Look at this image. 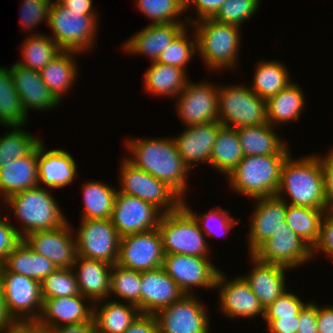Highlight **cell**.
Instances as JSON below:
<instances>
[{
    "instance_id": "cell-1",
    "label": "cell",
    "mask_w": 333,
    "mask_h": 333,
    "mask_svg": "<svg viewBox=\"0 0 333 333\" xmlns=\"http://www.w3.org/2000/svg\"><path fill=\"white\" fill-rule=\"evenodd\" d=\"M129 139L125 147L130 156L126 158L136 167L167 184L182 199H186L190 169L179 155L173 138Z\"/></svg>"
},
{
    "instance_id": "cell-2",
    "label": "cell",
    "mask_w": 333,
    "mask_h": 333,
    "mask_svg": "<svg viewBox=\"0 0 333 333\" xmlns=\"http://www.w3.org/2000/svg\"><path fill=\"white\" fill-rule=\"evenodd\" d=\"M278 197L289 196L292 206L325 209L323 168L320 154L295 159L290 154L282 164Z\"/></svg>"
},
{
    "instance_id": "cell-3",
    "label": "cell",
    "mask_w": 333,
    "mask_h": 333,
    "mask_svg": "<svg viewBox=\"0 0 333 333\" xmlns=\"http://www.w3.org/2000/svg\"><path fill=\"white\" fill-rule=\"evenodd\" d=\"M191 26L197 37V53L208 70L236 69L242 41L240 27L213 18L199 20Z\"/></svg>"
},
{
    "instance_id": "cell-4",
    "label": "cell",
    "mask_w": 333,
    "mask_h": 333,
    "mask_svg": "<svg viewBox=\"0 0 333 333\" xmlns=\"http://www.w3.org/2000/svg\"><path fill=\"white\" fill-rule=\"evenodd\" d=\"M2 202L6 203L4 209H12L13 216L21 221L18 230L21 238L34 231L59 228L68 221L47 187L20 191Z\"/></svg>"
},
{
    "instance_id": "cell-5",
    "label": "cell",
    "mask_w": 333,
    "mask_h": 333,
    "mask_svg": "<svg viewBox=\"0 0 333 333\" xmlns=\"http://www.w3.org/2000/svg\"><path fill=\"white\" fill-rule=\"evenodd\" d=\"M289 155L244 156L227 176L231 190L252 199L276 195L282 164Z\"/></svg>"
},
{
    "instance_id": "cell-6",
    "label": "cell",
    "mask_w": 333,
    "mask_h": 333,
    "mask_svg": "<svg viewBox=\"0 0 333 333\" xmlns=\"http://www.w3.org/2000/svg\"><path fill=\"white\" fill-rule=\"evenodd\" d=\"M98 17V15H81V12L69 11L58 1L53 0L47 24L53 33L49 36L63 51L84 54L90 49V52L97 38Z\"/></svg>"
},
{
    "instance_id": "cell-7",
    "label": "cell",
    "mask_w": 333,
    "mask_h": 333,
    "mask_svg": "<svg viewBox=\"0 0 333 333\" xmlns=\"http://www.w3.org/2000/svg\"><path fill=\"white\" fill-rule=\"evenodd\" d=\"M266 100L248 85H223L218 90V122L227 127L241 128L267 123Z\"/></svg>"
},
{
    "instance_id": "cell-8",
    "label": "cell",
    "mask_w": 333,
    "mask_h": 333,
    "mask_svg": "<svg viewBox=\"0 0 333 333\" xmlns=\"http://www.w3.org/2000/svg\"><path fill=\"white\" fill-rule=\"evenodd\" d=\"M165 254L210 257L209 244L194 217L181 206L163 214L158 226Z\"/></svg>"
},
{
    "instance_id": "cell-9",
    "label": "cell",
    "mask_w": 333,
    "mask_h": 333,
    "mask_svg": "<svg viewBox=\"0 0 333 333\" xmlns=\"http://www.w3.org/2000/svg\"><path fill=\"white\" fill-rule=\"evenodd\" d=\"M121 162L118 192L140 198L163 214L175 212L182 206V198L167 184L136 167L126 157Z\"/></svg>"
},
{
    "instance_id": "cell-10",
    "label": "cell",
    "mask_w": 333,
    "mask_h": 333,
    "mask_svg": "<svg viewBox=\"0 0 333 333\" xmlns=\"http://www.w3.org/2000/svg\"><path fill=\"white\" fill-rule=\"evenodd\" d=\"M0 286L9 315L17 324L35 323L42 310L40 282L0 265Z\"/></svg>"
},
{
    "instance_id": "cell-11",
    "label": "cell",
    "mask_w": 333,
    "mask_h": 333,
    "mask_svg": "<svg viewBox=\"0 0 333 333\" xmlns=\"http://www.w3.org/2000/svg\"><path fill=\"white\" fill-rule=\"evenodd\" d=\"M76 240L77 255L114 265L119 255L120 236L110 219H81Z\"/></svg>"
},
{
    "instance_id": "cell-12",
    "label": "cell",
    "mask_w": 333,
    "mask_h": 333,
    "mask_svg": "<svg viewBox=\"0 0 333 333\" xmlns=\"http://www.w3.org/2000/svg\"><path fill=\"white\" fill-rule=\"evenodd\" d=\"M196 295H184L180 300L154 314L158 333H209L210 315Z\"/></svg>"
},
{
    "instance_id": "cell-13",
    "label": "cell",
    "mask_w": 333,
    "mask_h": 333,
    "mask_svg": "<svg viewBox=\"0 0 333 333\" xmlns=\"http://www.w3.org/2000/svg\"><path fill=\"white\" fill-rule=\"evenodd\" d=\"M162 267L185 295H196L195 287L215 290L220 272L209 257L184 254H165Z\"/></svg>"
},
{
    "instance_id": "cell-14",
    "label": "cell",
    "mask_w": 333,
    "mask_h": 333,
    "mask_svg": "<svg viewBox=\"0 0 333 333\" xmlns=\"http://www.w3.org/2000/svg\"><path fill=\"white\" fill-rule=\"evenodd\" d=\"M165 253L158 228L120 237L117 265L137 272L163 266Z\"/></svg>"
},
{
    "instance_id": "cell-15",
    "label": "cell",
    "mask_w": 333,
    "mask_h": 333,
    "mask_svg": "<svg viewBox=\"0 0 333 333\" xmlns=\"http://www.w3.org/2000/svg\"><path fill=\"white\" fill-rule=\"evenodd\" d=\"M209 82V83H208ZM210 81L191 82L176 96L175 110L185 126L218 120V90Z\"/></svg>"
},
{
    "instance_id": "cell-16",
    "label": "cell",
    "mask_w": 333,
    "mask_h": 333,
    "mask_svg": "<svg viewBox=\"0 0 333 333\" xmlns=\"http://www.w3.org/2000/svg\"><path fill=\"white\" fill-rule=\"evenodd\" d=\"M162 215L154 205L117 191L110 221L123 237L158 228Z\"/></svg>"
},
{
    "instance_id": "cell-17",
    "label": "cell",
    "mask_w": 333,
    "mask_h": 333,
    "mask_svg": "<svg viewBox=\"0 0 333 333\" xmlns=\"http://www.w3.org/2000/svg\"><path fill=\"white\" fill-rule=\"evenodd\" d=\"M252 255L262 262L282 265L290 270L313 259L312 248L285 222Z\"/></svg>"
},
{
    "instance_id": "cell-18",
    "label": "cell",
    "mask_w": 333,
    "mask_h": 333,
    "mask_svg": "<svg viewBox=\"0 0 333 333\" xmlns=\"http://www.w3.org/2000/svg\"><path fill=\"white\" fill-rule=\"evenodd\" d=\"M71 223L59 228L38 230L22 240L34 252L46 257L56 268H72L77 258V247Z\"/></svg>"
},
{
    "instance_id": "cell-19",
    "label": "cell",
    "mask_w": 333,
    "mask_h": 333,
    "mask_svg": "<svg viewBox=\"0 0 333 333\" xmlns=\"http://www.w3.org/2000/svg\"><path fill=\"white\" fill-rule=\"evenodd\" d=\"M216 289H219L217 292L220 298L218 309L220 308V312L226 317L252 319L262 316L264 318V307L242 276L238 275L228 280L225 272L220 270L216 279Z\"/></svg>"
},
{
    "instance_id": "cell-20",
    "label": "cell",
    "mask_w": 333,
    "mask_h": 333,
    "mask_svg": "<svg viewBox=\"0 0 333 333\" xmlns=\"http://www.w3.org/2000/svg\"><path fill=\"white\" fill-rule=\"evenodd\" d=\"M287 199L277 195L255 199L247 235L248 254H253L280 227L284 226Z\"/></svg>"
},
{
    "instance_id": "cell-21",
    "label": "cell",
    "mask_w": 333,
    "mask_h": 333,
    "mask_svg": "<svg viewBox=\"0 0 333 333\" xmlns=\"http://www.w3.org/2000/svg\"><path fill=\"white\" fill-rule=\"evenodd\" d=\"M42 300L40 316L34 323L40 328H56L92 321L93 303L81 294ZM86 300L89 304H86Z\"/></svg>"
},
{
    "instance_id": "cell-22",
    "label": "cell",
    "mask_w": 333,
    "mask_h": 333,
    "mask_svg": "<svg viewBox=\"0 0 333 333\" xmlns=\"http://www.w3.org/2000/svg\"><path fill=\"white\" fill-rule=\"evenodd\" d=\"M184 295L163 267L141 272L140 313L155 314Z\"/></svg>"
},
{
    "instance_id": "cell-23",
    "label": "cell",
    "mask_w": 333,
    "mask_h": 333,
    "mask_svg": "<svg viewBox=\"0 0 333 333\" xmlns=\"http://www.w3.org/2000/svg\"><path fill=\"white\" fill-rule=\"evenodd\" d=\"M12 81L18 92L24 112L49 111L59 106L61 102L52 94L44 84L39 71L23 67L14 63L10 67Z\"/></svg>"
},
{
    "instance_id": "cell-24",
    "label": "cell",
    "mask_w": 333,
    "mask_h": 333,
    "mask_svg": "<svg viewBox=\"0 0 333 333\" xmlns=\"http://www.w3.org/2000/svg\"><path fill=\"white\" fill-rule=\"evenodd\" d=\"M221 126L218 120L185 126L179 136L172 137L179 155L190 170L199 162L209 165L212 148Z\"/></svg>"
},
{
    "instance_id": "cell-25",
    "label": "cell",
    "mask_w": 333,
    "mask_h": 333,
    "mask_svg": "<svg viewBox=\"0 0 333 333\" xmlns=\"http://www.w3.org/2000/svg\"><path fill=\"white\" fill-rule=\"evenodd\" d=\"M189 23H160L151 24L142 28L127 41L122 49L124 53L146 55L151 62H155L175 38L186 28Z\"/></svg>"
},
{
    "instance_id": "cell-26",
    "label": "cell",
    "mask_w": 333,
    "mask_h": 333,
    "mask_svg": "<svg viewBox=\"0 0 333 333\" xmlns=\"http://www.w3.org/2000/svg\"><path fill=\"white\" fill-rule=\"evenodd\" d=\"M38 143V186L53 189H63L75 181L77 177V164L73 156L66 150L44 147Z\"/></svg>"
},
{
    "instance_id": "cell-27",
    "label": "cell",
    "mask_w": 333,
    "mask_h": 333,
    "mask_svg": "<svg viewBox=\"0 0 333 333\" xmlns=\"http://www.w3.org/2000/svg\"><path fill=\"white\" fill-rule=\"evenodd\" d=\"M252 269L247 275H242L251 287L254 294L260 300L261 305L266 309L275 299L280 297L288 288L286 283V273L290 268L265 263L250 254ZM286 272V273H285Z\"/></svg>"
},
{
    "instance_id": "cell-28",
    "label": "cell",
    "mask_w": 333,
    "mask_h": 333,
    "mask_svg": "<svg viewBox=\"0 0 333 333\" xmlns=\"http://www.w3.org/2000/svg\"><path fill=\"white\" fill-rule=\"evenodd\" d=\"M81 295L93 304L110 298L112 265L100 260L77 256L73 265Z\"/></svg>"
},
{
    "instance_id": "cell-29",
    "label": "cell",
    "mask_w": 333,
    "mask_h": 333,
    "mask_svg": "<svg viewBox=\"0 0 333 333\" xmlns=\"http://www.w3.org/2000/svg\"><path fill=\"white\" fill-rule=\"evenodd\" d=\"M37 186L38 145L28 155L0 168V197L3 201L12 194Z\"/></svg>"
},
{
    "instance_id": "cell-30",
    "label": "cell",
    "mask_w": 333,
    "mask_h": 333,
    "mask_svg": "<svg viewBox=\"0 0 333 333\" xmlns=\"http://www.w3.org/2000/svg\"><path fill=\"white\" fill-rule=\"evenodd\" d=\"M275 127L264 123L257 126L237 128L244 156L291 154Z\"/></svg>"
},
{
    "instance_id": "cell-31",
    "label": "cell",
    "mask_w": 333,
    "mask_h": 333,
    "mask_svg": "<svg viewBox=\"0 0 333 333\" xmlns=\"http://www.w3.org/2000/svg\"><path fill=\"white\" fill-rule=\"evenodd\" d=\"M139 314L133 304L106 299L93 304L92 320L97 333H124Z\"/></svg>"
},
{
    "instance_id": "cell-32",
    "label": "cell",
    "mask_w": 333,
    "mask_h": 333,
    "mask_svg": "<svg viewBox=\"0 0 333 333\" xmlns=\"http://www.w3.org/2000/svg\"><path fill=\"white\" fill-rule=\"evenodd\" d=\"M144 90L153 96H178L188 83L187 71L172 65L151 62L144 73Z\"/></svg>"
},
{
    "instance_id": "cell-33",
    "label": "cell",
    "mask_w": 333,
    "mask_h": 333,
    "mask_svg": "<svg viewBox=\"0 0 333 333\" xmlns=\"http://www.w3.org/2000/svg\"><path fill=\"white\" fill-rule=\"evenodd\" d=\"M79 52L62 51L41 71V78L52 94L62 103V97L71 90L78 77V65L75 57Z\"/></svg>"
},
{
    "instance_id": "cell-34",
    "label": "cell",
    "mask_w": 333,
    "mask_h": 333,
    "mask_svg": "<svg viewBox=\"0 0 333 333\" xmlns=\"http://www.w3.org/2000/svg\"><path fill=\"white\" fill-rule=\"evenodd\" d=\"M295 81L266 101L267 122L275 127L297 121L306 105L305 95Z\"/></svg>"
},
{
    "instance_id": "cell-35",
    "label": "cell",
    "mask_w": 333,
    "mask_h": 333,
    "mask_svg": "<svg viewBox=\"0 0 333 333\" xmlns=\"http://www.w3.org/2000/svg\"><path fill=\"white\" fill-rule=\"evenodd\" d=\"M236 128L221 126L213 145L209 165L227 177L243 159Z\"/></svg>"
},
{
    "instance_id": "cell-36",
    "label": "cell",
    "mask_w": 333,
    "mask_h": 333,
    "mask_svg": "<svg viewBox=\"0 0 333 333\" xmlns=\"http://www.w3.org/2000/svg\"><path fill=\"white\" fill-rule=\"evenodd\" d=\"M255 65L253 82L250 89L266 101L286 88L292 80L287 67L278 60H259Z\"/></svg>"
},
{
    "instance_id": "cell-37",
    "label": "cell",
    "mask_w": 333,
    "mask_h": 333,
    "mask_svg": "<svg viewBox=\"0 0 333 333\" xmlns=\"http://www.w3.org/2000/svg\"><path fill=\"white\" fill-rule=\"evenodd\" d=\"M3 265L13 273L41 281L57 269L46 257L31 250L22 240L8 255Z\"/></svg>"
},
{
    "instance_id": "cell-38",
    "label": "cell",
    "mask_w": 333,
    "mask_h": 333,
    "mask_svg": "<svg viewBox=\"0 0 333 333\" xmlns=\"http://www.w3.org/2000/svg\"><path fill=\"white\" fill-rule=\"evenodd\" d=\"M84 208L81 219H110L117 189L99 181H86L82 187Z\"/></svg>"
},
{
    "instance_id": "cell-39",
    "label": "cell",
    "mask_w": 333,
    "mask_h": 333,
    "mask_svg": "<svg viewBox=\"0 0 333 333\" xmlns=\"http://www.w3.org/2000/svg\"><path fill=\"white\" fill-rule=\"evenodd\" d=\"M28 115L23 110L18 92L12 81L10 68L0 67V124L10 126H25Z\"/></svg>"
},
{
    "instance_id": "cell-40",
    "label": "cell",
    "mask_w": 333,
    "mask_h": 333,
    "mask_svg": "<svg viewBox=\"0 0 333 333\" xmlns=\"http://www.w3.org/2000/svg\"><path fill=\"white\" fill-rule=\"evenodd\" d=\"M29 34L22 43L21 53L23 60L16 62L19 65L41 71L50 61L63 50L51 39L49 35L37 32Z\"/></svg>"
},
{
    "instance_id": "cell-41",
    "label": "cell",
    "mask_w": 333,
    "mask_h": 333,
    "mask_svg": "<svg viewBox=\"0 0 333 333\" xmlns=\"http://www.w3.org/2000/svg\"><path fill=\"white\" fill-rule=\"evenodd\" d=\"M325 209L287 204L285 223L311 248L320 238V225Z\"/></svg>"
},
{
    "instance_id": "cell-42",
    "label": "cell",
    "mask_w": 333,
    "mask_h": 333,
    "mask_svg": "<svg viewBox=\"0 0 333 333\" xmlns=\"http://www.w3.org/2000/svg\"><path fill=\"white\" fill-rule=\"evenodd\" d=\"M22 127V125L10 126L11 131L0 137V168L28 155L41 141L40 138L23 130Z\"/></svg>"
},
{
    "instance_id": "cell-43",
    "label": "cell",
    "mask_w": 333,
    "mask_h": 333,
    "mask_svg": "<svg viewBox=\"0 0 333 333\" xmlns=\"http://www.w3.org/2000/svg\"><path fill=\"white\" fill-rule=\"evenodd\" d=\"M141 272L112 265L110 274V297L119 298L118 302L130 303L140 311ZM123 300V301H122Z\"/></svg>"
},
{
    "instance_id": "cell-44",
    "label": "cell",
    "mask_w": 333,
    "mask_h": 333,
    "mask_svg": "<svg viewBox=\"0 0 333 333\" xmlns=\"http://www.w3.org/2000/svg\"><path fill=\"white\" fill-rule=\"evenodd\" d=\"M182 206L194 217L205 236L215 237V234L219 236L221 233H228L236 223H240V218L234 219L229 210L222 209L221 206L214 207L204 214L194 212L185 199H182Z\"/></svg>"
},
{
    "instance_id": "cell-45",
    "label": "cell",
    "mask_w": 333,
    "mask_h": 333,
    "mask_svg": "<svg viewBox=\"0 0 333 333\" xmlns=\"http://www.w3.org/2000/svg\"><path fill=\"white\" fill-rule=\"evenodd\" d=\"M42 299L79 295L80 290L73 268H57L41 283Z\"/></svg>"
},
{
    "instance_id": "cell-46",
    "label": "cell",
    "mask_w": 333,
    "mask_h": 333,
    "mask_svg": "<svg viewBox=\"0 0 333 333\" xmlns=\"http://www.w3.org/2000/svg\"><path fill=\"white\" fill-rule=\"evenodd\" d=\"M136 7L151 24L188 23L178 17L185 13V5L179 0H136Z\"/></svg>"
},
{
    "instance_id": "cell-47",
    "label": "cell",
    "mask_w": 333,
    "mask_h": 333,
    "mask_svg": "<svg viewBox=\"0 0 333 333\" xmlns=\"http://www.w3.org/2000/svg\"><path fill=\"white\" fill-rule=\"evenodd\" d=\"M188 27H186L175 40L160 54L156 62L175 67H180L187 71L189 61L197 53V37L194 33L193 39H189ZM194 40V41H193Z\"/></svg>"
},
{
    "instance_id": "cell-48",
    "label": "cell",
    "mask_w": 333,
    "mask_h": 333,
    "mask_svg": "<svg viewBox=\"0 0 333 333\" xmlns=\"http://www.w3.org/2000/svg\"><path fill=\"white\" fill-rule=\"evenodd\" d=\"M260 0H226L213 17L220 23L241 26L258 11Z\"/></svg>"
},
{
    "instance_id": "cell-49",
    "label": "cell",
    "mask_w": 333,
    "mask_h": 333,
    "mask_svg": "<svg viewBox=\"0 0 333 333\" xmlns=\"http://www.w3.org/2000/svg\"><path fill=\"white\" fill-rule=\"evenodd\" d=\"M53 0H23L20 8L21 27L32 32L42 22H47L49 17V9ZM35 26V27H34Z\"/></svg>"
},
{
    "instance_id": "cell-50",
    "label": "cell",
    "mask_w": 333,
    "mask_h": 333,
    "mask_svg": "<svg viewBox=\"0 0 333 333\" xmlns=\"http://www.w3.org/2000/svg\"><path fill=\"white\" fill-rule=\"evenodd\" d=\"M301 300L298 295L286 290L265 309L264 317L299 316V312L307 304Z\"/></svg>"
},
{
    "instance_id": "cell-51",
    "label": "cell",
    "mask_w": 333,
    "mask_h": 333,
    "mask_svg": "<svg viewBox=\"0 0 333 333\" xmlns=\"http://www.w3.org/2000/svg\"><path fill=\"white\" fill-rule=\"evenodd\" d=\"M5 215V218L0 217V265L6 261L8 255L22 241L18 234V228L8 220L10 215Z\"/></svg>"
},
{
    "instance_id": "cell-52",
    "label": "cell",
    "mask_w": 333,
    "mask_h": 333,
    "mask_svg": "<svg viewBox=\"0 0 333 333\" xmlns=\"http://www.w3.org/2000/svg\"><path fill=\"white\" fill-rule=\"evenodd\" d=\"M325 253L333 261V213L325 212L320 225V238L312 248V257L318 253Z\"/></svg>"
},
{
    "instance_id": "cell-53",
    "label": "cell",
    "mask_w": 333,
    "mask_h": 333,
    "mask_svg": "<svg viewBox=\"0 0 333 333\" xmlns=\"http://www.w3.org/2000/svg\"><path fill=\"white\" fill-rule=\"evenodd\" d=\"M225 1L226 0H189L185 5V12L187 13L189 8L191 9V6L193 5L192 9L195 8L197 18L194 20V18L189 15L186 16V19L184 20L191 25L202 19L213 18Z\"/></svg>"
},
{
    "instance_id": "cell-54",
    "label": "cell",
    "mask_w": 333,
    "mask_h": 333,
    "mask_svg": "<svg viewBox=\"0 0 333 333\" xmlns=\"http://www.w3.org/2000/svg\"><path fill=\"white\" fill-rule=\"evenodd\" d=\"M327 153L326 156H320L324 177L325 211L333 213V147Z\"/></svg>"
},
{
    "instance_id": "cell-55",
    "label": "cell",
    "mask_w": 333,
    "mask_h": 333,
    "mask_svg": "<svg viewBox=\"0 0 333 333\" xmlns=\"http://www.w3.org/2000/svg\"><path fill=\"white\" fill-rule=\"evenodd\" d=\"M299 312L298 333H318L317 329V304L312 301Z\"/></svg>"
},
{
    "instance_id": "cell-56",
    "label": "cell",
    "mask_w": 333,
    "mask_h": 333,
    "mask_svg": "<svg viewBox=\"0 0 333 333\" xmlns=\"http://www.w3.org/2000/svg\"><path fill=\"white\" fill-rule=\"evenodd\" d=\"M266 331L269 333H294L297 332L299 316L293 317H264Z\"/></svg>"
},
{
    "instance_id": "cell-57",
    "label": "cell",
    "mask_w": 333,
    "mask_h": 333,
    "mask_svg": "<svg viewBox=\"0 0 333 333\" xmlns=\"http://www.w3.org/2000/svg\"><path fill=\"white\" fill-rule=\"evenodd\" d=\"M124 333H158L154 314L140 313Z\"/></svg>"
},
{
    "instance_id": "cell-58",
    "label": "cell",
    "mask_w": 333,
    "mask_h": 333,
    "mask_svg": "<svg viewBox=\"0 0 333 333\" xmlns=\"http://www.w3.org/2000/svg\"><path fill=\"white\" fill-rule=\"evenodd\" d=\"M318 333H333V306L319 307L317 304Z\"/></svg>"
},
{
    "instance_id": "cell-59",
    "label": "cell",
    "mask_w": 333,
    "mask_h": 333,
    "mask_svg": "<svg viewBox=\"0 0 333 333\" xmlns=\"http://www.w3.org/2000/svg\"><path fill=\"white\" fill-rule=\"evenodd\" d=\"M44 333H94L95 326L93 320L77 325H63L56 328H42Z\"/></svg>"
},
{
    "instance_id": "cell-60",
    "label": "cell",
    "mask_w": 333,
    "mask_h": 333,
    "mask_svg": "<svg viewBox=\"0 0 333 333\" xmlns=\"http://www.w3.org/2000/svg\"><path fill=\"white\" fill-rule=\"evenodd\" d=\"M58 2L69 11L81 12V15H97V9L94 10L92 0H59Z\"/></svg>"
},
{
    "instance_id": "cell-61",
    "label": "cell",
    "mask_w": 333,
    "mask_h": 333,
    "mask_svg": "<svg viewBox=\"0 0 333 333\" xmlns=\"http://www.w3.org/2000/svg\"><path fill=\"white\" fill-rule=\"evenodd\" d=\"M16 324L17 323L12 319L7 311L5 299L0 286V333H5Z\"/></svg>"
},
{
    "instance_id": "cell-62",
    "label": "cell",
    "mask_w": 333,
    "mask_h": 333,
    "mask_svg": "<svg viewBox=\"0 0 333 333\" xmlns=\"http://www.w3.org/2000/svg\"><path fill=\"white\" fill-rule=\"evenodd\" d=\"M5 333H44V330L34 323L16 324Z\"/></svg>"
},
{
    "instance_id": "cell-63",
    "label": "cell",
    "mask_w": 333,
    "mask_h": 333,
    "mask_svg": "<svg viewBox=\"0 0 333 333\" xmlns=\"http://www.w3.org/2000/svg\"><path fill=\"white\" fill-rule=\"evenodd\" d=\"M179 1L182 2L184 5H186L189 0H179Z\"/></svg>"
}]
</instances>
